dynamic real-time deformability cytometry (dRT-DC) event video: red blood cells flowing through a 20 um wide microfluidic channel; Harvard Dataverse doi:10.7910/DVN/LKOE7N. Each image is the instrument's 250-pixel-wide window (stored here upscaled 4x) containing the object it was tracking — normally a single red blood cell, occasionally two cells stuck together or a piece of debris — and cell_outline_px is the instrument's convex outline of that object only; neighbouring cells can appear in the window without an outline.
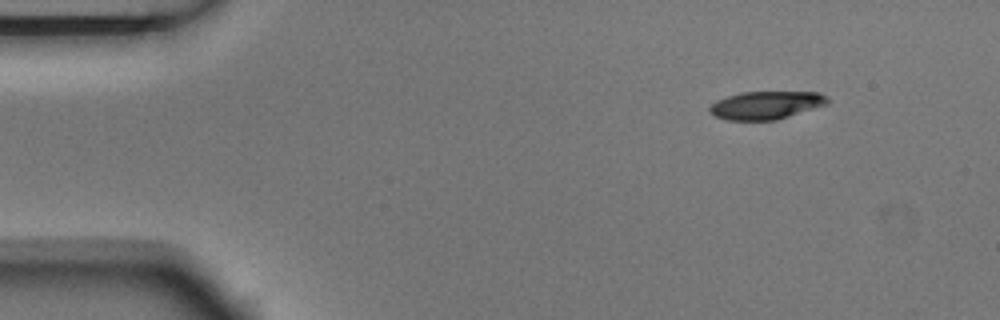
{"species": "Egyptian fruit bat (a non-hibernating species)", "species_latin": "Rousettus aegyptiacus", "temperature_condition": "room temperature", "stored_images_in_passage": 9, "camera_frame_rate_fps": 3000, "um_per_image_px": 0.085, "animal": {"sex": "male"}, "frame": {"image": 1, "passage_image": 1, "time_ms": 0.0, "image_size_px": [1000, 320], "cell_outline_px": [[828, 104], [776, 120], [728, 120], [716, 116], [708, 112], [708, 108], [716, 100], [740, 92], [820, 92], [828, 96]], "centroid_in_image_um": [65.12, 8.93], "position_along_channel_um": 19.9, "area_um2": 19.25}}
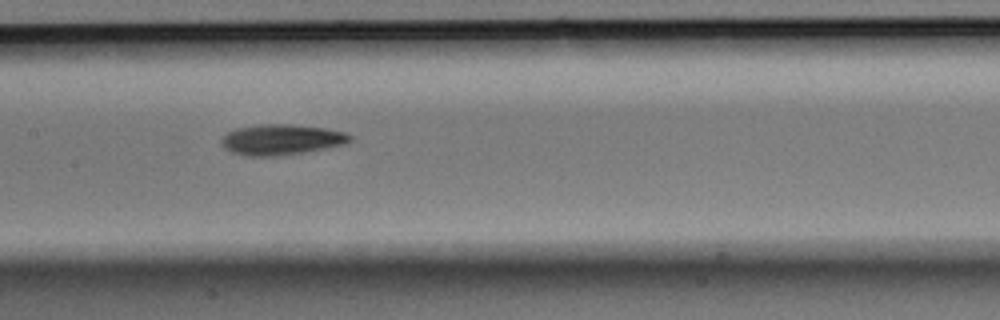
{"frame": {"image": 2, "passage_image": 6, "time_ms": 1.667, "image_size_px": [1000, 320], "cell_outline_px": [[352, 140], [348, 144], [304, 152], [276, 156], [244, 156], [232, 152], [224, 148], [220, 140], [228, 132], [236, 128], [264, 124], [288, 124], [324, 128], [344, 132], [352, 136]], "centroid_in_image_um": [23.93, 11.87], "position_along_channel_um": 183.5, "area_um2": 22.89}}
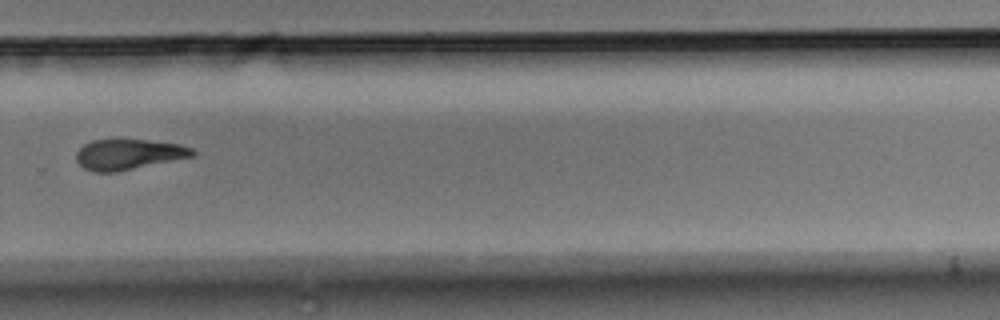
{"frame": {"image": 3, "passage_image": 9, "time_ms": 2.667, "image_size_px": [1000, 320], "cell_outline_px": [[196, 152], [192, 156], [116, 172], [96, 172], [84, 168], [76, 160], [76, 152], [84, 144], [92, 140], [148, 140], [180, 144], [192, 148]], "centroid_in_image_um": [10.9, 13.12], "position_along_channel_um": 318.9, "area_um2": 20.35}}